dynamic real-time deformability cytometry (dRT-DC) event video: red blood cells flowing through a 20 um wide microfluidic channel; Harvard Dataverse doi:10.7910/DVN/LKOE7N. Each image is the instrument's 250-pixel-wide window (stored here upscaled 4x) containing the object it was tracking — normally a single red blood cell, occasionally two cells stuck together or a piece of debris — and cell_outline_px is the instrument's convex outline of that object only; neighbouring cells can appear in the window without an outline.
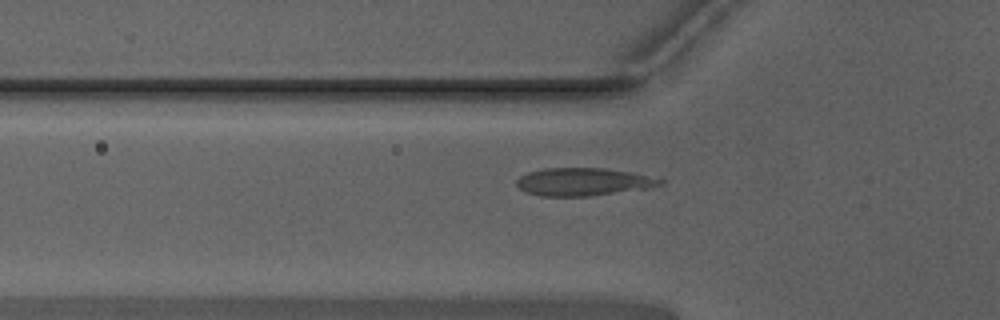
{"species": "Egyptian fruit bat (a non-hibernating species)", "species_latin": "Rousettus aegyptiacus", "temperature_condition": "warm", "stored_images_in_passage": 41, "camera_frame_rate_fps": 3000, "um_per_image_px": 0.085, "animal": {"sex": "male"}, "frame": {"image": 1, "passage_image": 9, "time_ms": 2.667, "image_size_px": [1000, 320], "cell_outline_px": [[664, 184], [648, 188], [592, 196], [540, 196], [528, 192], [520, 188], [516, 184], [516, 180], [520, 176], [528, 172], [544, 168], [604, 168], [632, 172], [664, 180]], "centroid_in_image_um": [49.58, 15.45], "position_along_channel_um": 76.2, "area_um2": 23.24}}
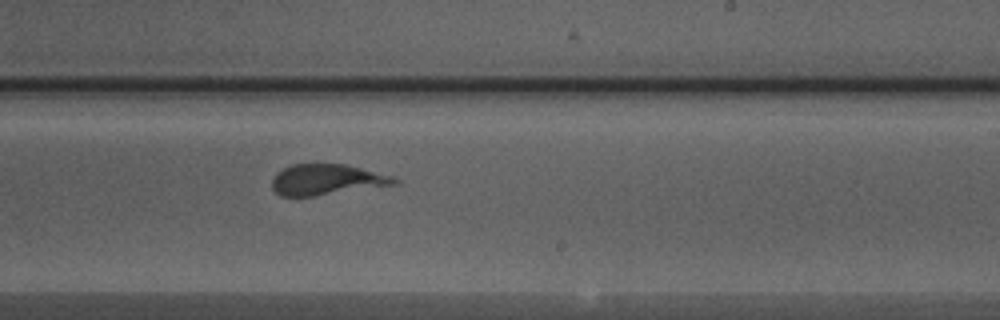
{"frame": {"image": 2, "passage_image": 23, "time_ms": 7.333, "image_size_px": [1000, 320], "cell_outline_px": [[400, 180], [396, 184], [312, 196], [280, 196], [272, 188], [272, 180], [276, 172], [292, 164], [344, 164], [392, 176]], "centroid_in_image_um": [27.72, 15.27], "position_along_channel_um": 261.3, "area_um2": 21.62}}
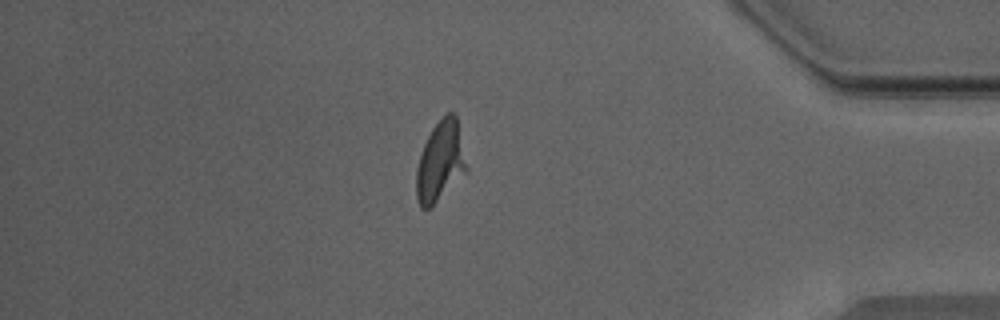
{"frame": {"image": 3, "passage_image": 36, "time_ms": 11.667, "image_size_px": [1000, 320], "cell_outline_px": [[468, 172], [428, 208], [420, 208], [416, 200], [416, 168], [424, 144], [432, 128], [448, 112], [452, 112], [456, 116], [468, 168]], "centroid_in_image_um": [37.43, 13.75], "position_along_channel_um": 397.8, "area_um2": 23.24}}